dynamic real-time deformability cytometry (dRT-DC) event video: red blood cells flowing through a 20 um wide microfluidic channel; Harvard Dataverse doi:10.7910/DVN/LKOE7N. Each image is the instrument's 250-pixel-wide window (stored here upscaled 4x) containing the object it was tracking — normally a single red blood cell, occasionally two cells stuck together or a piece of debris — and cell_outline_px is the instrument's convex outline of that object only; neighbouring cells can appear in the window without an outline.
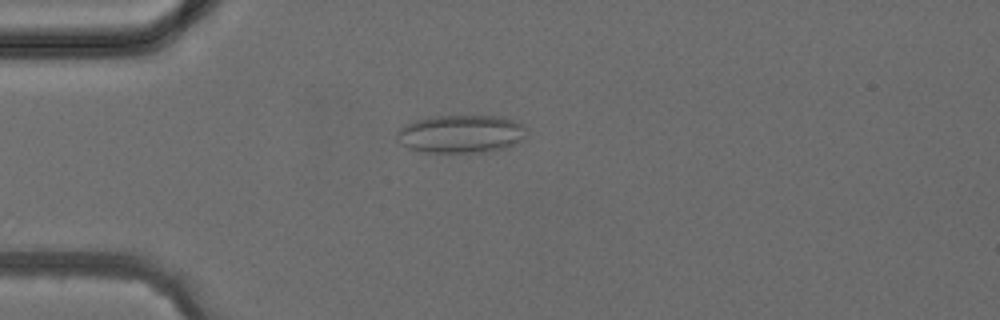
{"species": "common noctule bat (a hibernating species)", "species_latin": "Nyctalus noctula", "temperature_condition": "cold", "stored_images_in_passage": 3, "camera_frame_rate_fps": 3000, "um_per_image_px": 0.085, "animal": {"sex": "female", "body_mass_g": 24.6, "forearm_length_mm": 56.2}, "frame": {"image": 1, "passage_image": 3, "time_ms": 2.333, "image_size_px": [1000, 320], "cell_outline_px": [[524, 136], [520, 140], [508, 148], [484, 152], [424, 152], [408, 148], [400, 144], [396, 140], [396, 128], [404, 124], [416, 120], [432, 116], [500, 116], [524, 124]], "centroid_in_image_um": [39.11, 11.38], "position_along_channel_um": 45.9, "area_um2": 28.96}}